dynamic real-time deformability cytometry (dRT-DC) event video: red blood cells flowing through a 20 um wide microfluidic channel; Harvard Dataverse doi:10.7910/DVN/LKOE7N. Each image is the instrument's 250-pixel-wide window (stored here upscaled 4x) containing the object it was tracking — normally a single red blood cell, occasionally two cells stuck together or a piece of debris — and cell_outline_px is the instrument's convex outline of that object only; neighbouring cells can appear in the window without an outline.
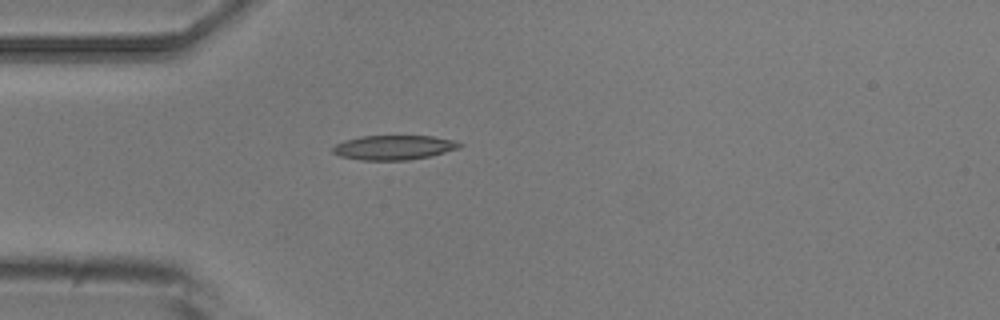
{"species": "common noctule bat (a hibernating species)", "species_latin": "Nyctalus noctula", "temperature_condition": "room temperature", "stored_images_in_passage": 3, "camera_frame_rate_fps": 3000, "um_per_image_px": 0.085, "animal": {"sex": "male", "body_mass_g": 20.5, "forearm_length_mm": 52.5}, "frame": {"image": 1, "passage_image": 3, "time_ms": 2.333, "image_size_px": [1000, 320], "cell_outline_px": [[464, 144], [460, 148], [432, 156], [408, 160], [360, 160], [340, 156], [332, 152], [332, 148], [336, 144], [344, 140], [360, 136], [432, 136], [452, 140]], "centroid_in_image_um": [33.48, 12.54], "position_along_channel_um": 51.5, "area_um2": 18.21}}